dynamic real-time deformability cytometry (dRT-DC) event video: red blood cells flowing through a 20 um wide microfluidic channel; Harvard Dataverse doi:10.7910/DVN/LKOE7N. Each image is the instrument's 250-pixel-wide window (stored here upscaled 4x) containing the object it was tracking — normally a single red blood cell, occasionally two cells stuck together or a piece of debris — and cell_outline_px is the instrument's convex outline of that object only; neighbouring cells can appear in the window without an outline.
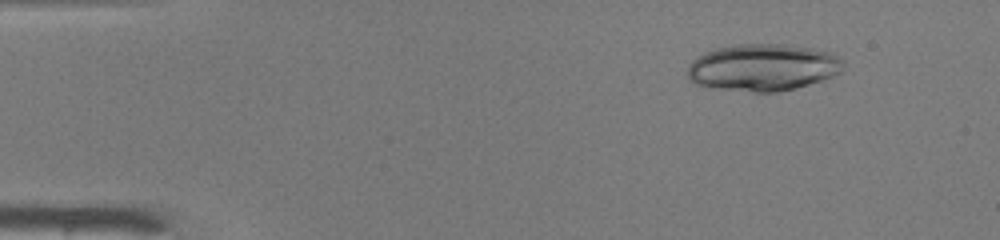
{"species": "common noctule bat (a hibernating species)", "species_latin": "Nyctalus noctula", "temperature_condition": "warm", "stored_images_in_passage": 49, "camera_frame_rate_fps": 3000, "um_per_image_px": 0.085, "animal": {"sex": "male", "body_mass_g": 19.0, "forearm_length_mm": 50.8}, "frame": {"image": 1, "passage_image": 6, "time_ms": 1.667, "image_size_px": [1000, 240], "cell_outline_px": [[844, 64], [840, 72], [832, 76], [796, 88], [776, 92], [756, 92], [716, 88], [696, 84], [688, 80], [688, 64], [696, 56], [704, 52], [716, 48], [736, 44], [792, 44], [812, 48], [828, 52], [836, 56]], "centroid_in_image_um": [64.8, 5.72], "position_along_channel_um": 20.2, "area_um2": 42.66}}
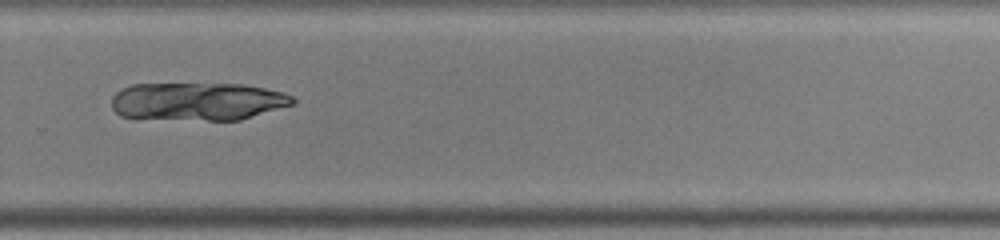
{"frame": {"image": 2, "passage_image": 34, "time_ms": 11.0, "image_size_px": [1000, 240], "cell_outline_px": [[296, 104], [240, 120], [136, 120], [120, 116], [112, 108], [112, 96], [116, 92], [132, 84], [244, 84], [284, 92], [292, 96], [296, 100]], "centroid_in_image_um": [16.77, 8.65], "position_along_channel_um": 313.0, "area_um2": 41.04}}
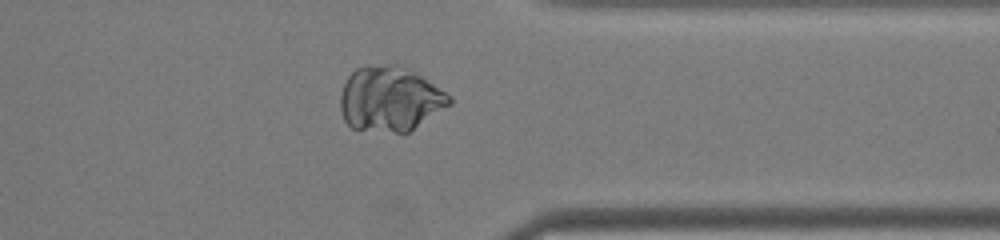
{"frame": {"image": 3, "passage_image": 39, "time_ms": 12.667, "image_size_px": [1000, 240], "cell_outline_px": [[452, 104], [408, 132], [396, 132], [352, 128], [344, 120], [340, 108], [340, 96], [344, 84], [348, 76], [356, 68], [364, 64], [400, 64], [408, 68], [452, 96]], "centroid_in_image_um": [33.14, 8.38], "position_along_channel_um": 378.3, "area_um2": 41.33}}